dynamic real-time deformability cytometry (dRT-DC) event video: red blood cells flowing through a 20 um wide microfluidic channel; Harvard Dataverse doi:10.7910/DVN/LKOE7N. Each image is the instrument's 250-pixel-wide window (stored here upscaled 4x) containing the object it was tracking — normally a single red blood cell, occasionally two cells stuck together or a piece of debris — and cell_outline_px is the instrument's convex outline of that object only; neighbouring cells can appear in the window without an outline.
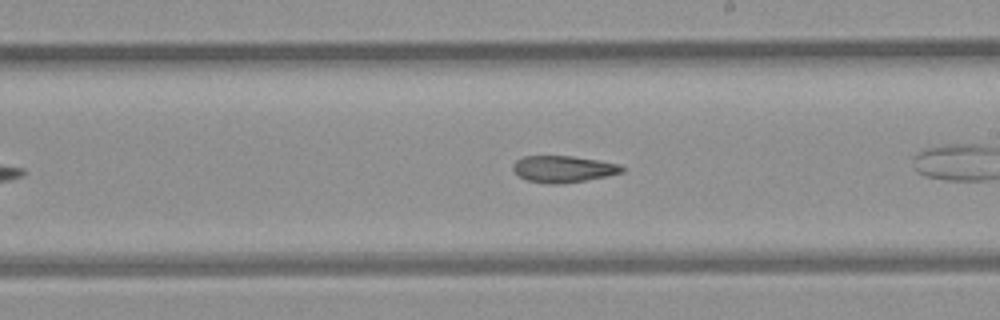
{"species": "common noctule bat (a hibernating species)", "species_latin": "Nyctalus noctula", "temperature_condition": "room temperature", "stored_images_in_passage": 46, "camera_frame_rate_fps": 3000, "um_per_image_px": 0.085, "animal": {"sex": "female", "body_mass_g": 21.9}, "frame": {"image": 1, "passage_image": 24, "time_ms": 7.667, "image_size_px": [1000, 320], "cell_outline_px": [[624, 172], [608, 176], [560, 184], [544, 184], [528, 180], [520, 176], [512, 168], [512, 164], [516, 160], [524, 156], [572, 156], [620, 164], [624, 168]], "centroid_in_image_um": [47.88, 14.37], "position_along_channel_um": 241.1, "area_um2": 16.88}}
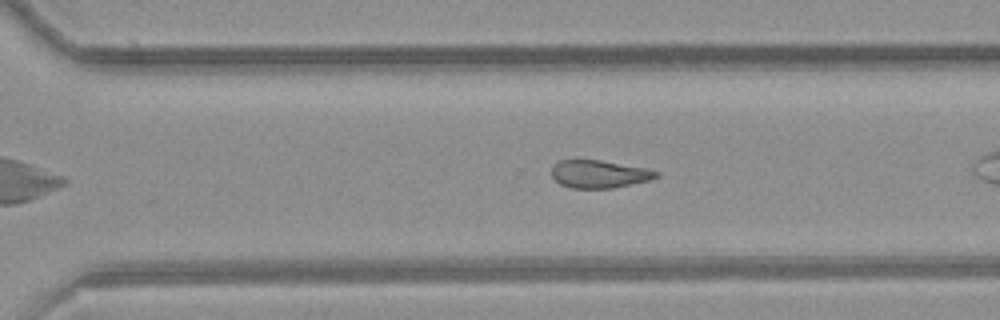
{"frame": {"image": 2, "passage_image": 30, "time_ms": 9.667, "image_size_px": [1000, 320], "cell_outline_px": [[660, 176], [648, 180], [612, 188], [572, 188], [560, 184], [552, 176], [552, 164], [560, 160], [600, 160], [644, 168], [660, 172]], "centroid_in_image_um": [50.9, 14.79], "position_along_channel_um": 319.7, "area_um2": 16.76}}
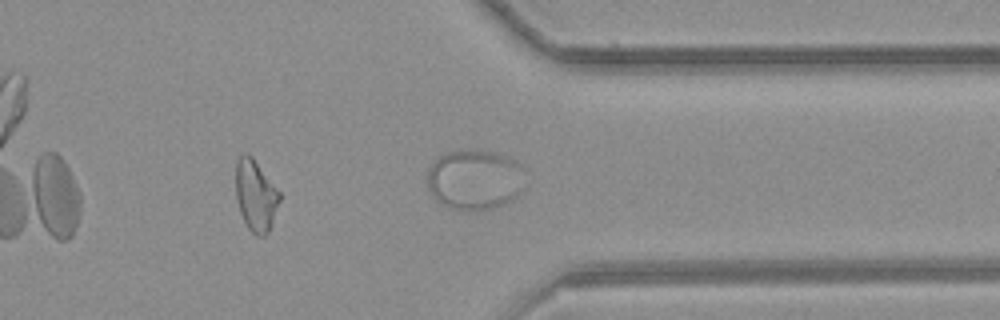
{"frame": {"image": 3, "passage_image": 37, "time_ms": 12.0, "image_size_px": [1000, 320], "cell_outline_px": [[280, 200], [272, 224], [268, 232], [264, 236], [256, 236], [248, 228], [240, 212], [236, 196], [236, 160], [244, 152], [252, 156], [280, 192]], "centroid_in_image_um": [21.73, 16.61], "position_along_channel_um": 389.7, "area_um2": 18.15}, "authors_computed_cell_mechanics": {"area_um2": 18.1492, "velocity_mm_per_s": 3.9497, "shape_relaxation_time_tau1_ms": null, "shape_relaxation_time_tau2_ms": 7.4775, "deformation_change_tau1": null, "deformation_change_tau2": 0.1699}}